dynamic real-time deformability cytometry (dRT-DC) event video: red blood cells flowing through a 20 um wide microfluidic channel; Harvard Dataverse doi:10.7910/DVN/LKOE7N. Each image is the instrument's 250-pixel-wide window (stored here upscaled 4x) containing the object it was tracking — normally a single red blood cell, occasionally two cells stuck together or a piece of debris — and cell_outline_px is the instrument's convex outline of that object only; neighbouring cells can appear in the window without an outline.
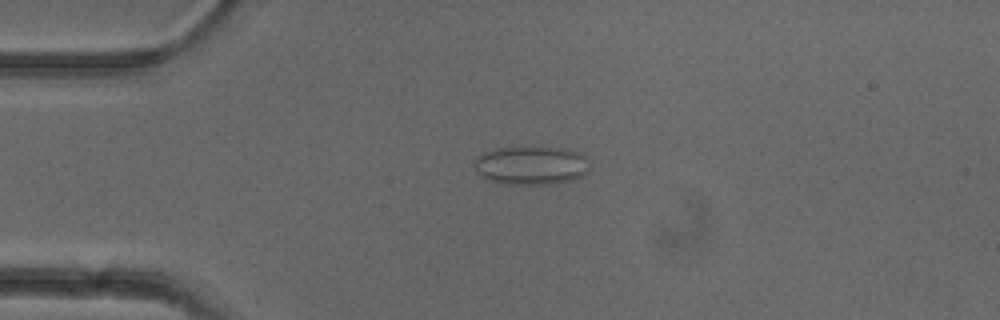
{"species": "common noctule bat (a hibernating species)", "species_latin": "Nyctalus noctula", "temperature_condition": "cold", "stored_images_in_passage": 50, "camera_frame_rate_fps": 3000, "um_per_image_px": 0.085, "animal": {"sex": "female"}, "frame": {"image": 1, "passage_image": 11, "time_ms": 3.333, "image_size_px": [1000, 320], "cell_outline_px": [[588, 172], [572, 180], [548, 184], [504, 184], [484, 180], [476, 172], [476, 156], [484, 152], [496, 148], [520, 144], [568, 148], [584, 156], [588, 168]], "centroid_in_image_um": [45.09, 14.01], "position_along_channel_um": 39.9, "area_um2": 26.76}}
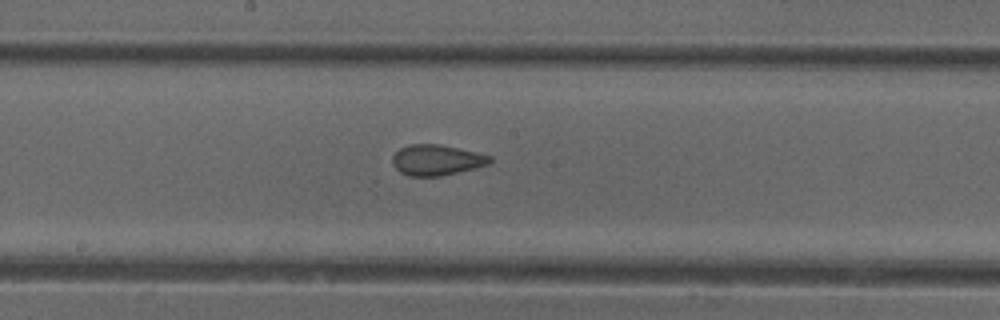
{"frame": {"image": 2, "passage_image": 26, "time_ms": 8.333, "image_size_px": [1000, 320], "cell_outline_px": [[492, 160], [488, 164], [476, 168], [440, 176], [408, 176], [400, 172], [392, 164], [392, 156], [400, 148], [412, 144], [440, 144], [476, 152], [492, 156]], "centroid_in_image_um": [37.11, 13.6], "position_along_channel_um": 211.1, "area_um2": 17.4}}
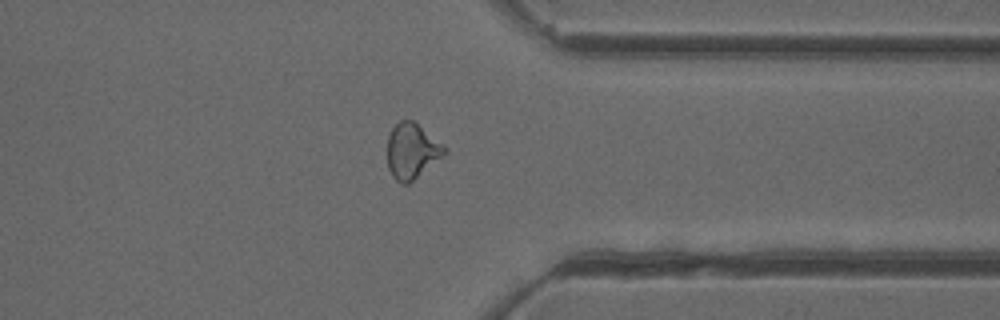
{"frame": {"image": 3, "passage_image": 39, "time_ms": 12.667, "image_size_px": [1000, 320], "cell_outline_px": [[448, 152], [408, 184], [400, 184], [392, 176], [388, 168], [388, 136], [392, 128], [400, 120], [412, 120], [444, 144], [448, 148]], "centroid_in_image_um": [35.02, 12.84], "position_along_channel_um": 376.4, "area_um2": 18.44}, "authors_computed_cell_mechanics": {"area_um2": 18.9295, "velocity_mm_per_s": 3.9493, "shape_relaxation_time_tau1_ms": null, "shape_relaxation_time_tau2_ms": 1.3486, "deformation_change_tau1": null, "deformation_change_tau2": 0.0866}}